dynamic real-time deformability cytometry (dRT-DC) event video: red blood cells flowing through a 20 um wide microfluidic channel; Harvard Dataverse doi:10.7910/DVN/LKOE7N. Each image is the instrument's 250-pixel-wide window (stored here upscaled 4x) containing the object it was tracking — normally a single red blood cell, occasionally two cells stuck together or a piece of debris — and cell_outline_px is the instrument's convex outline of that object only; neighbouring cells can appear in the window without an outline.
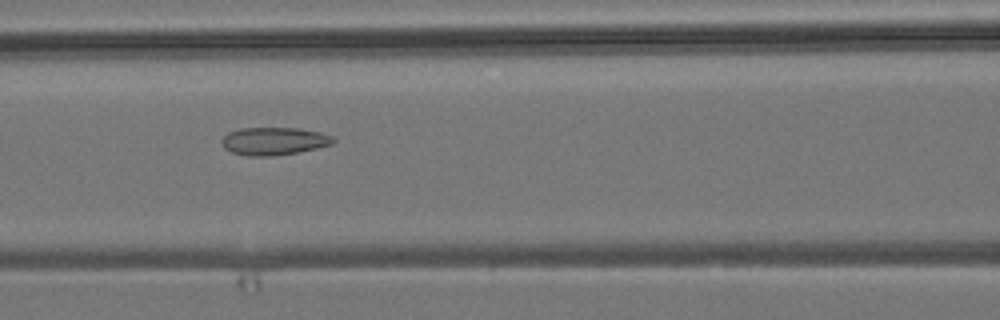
{"species": "common noctule bat (a hibernating species)", "species_latin": "Nyctalus noctula", "temperature_condition": "room temperature", "stored_images_in_passage": 3, "camera_frame_rate_fps": 3000, "um_per_image_px": 0.085, "animal": {"sex": "male", "body_mass_g": 19.2, "forearm_length_mm": 51.8}, "frame": {"image": 1, "passage_image": 3, "time_ms": 2.0, "image_size_px": [1000, 320], "cell_outline_px": [[336, 140], [332, 144], [316, 148], [296, 152], [272, 156], [248, 156], [232, 152], [224, 148], [220, 140], [228, 132], [240, 128], [296, 128], [320, 132], [332, 136]], "centroid_in_image_um": [23.26, 11.99], "position_along_channel_um": 143.3, "area_um2": 17.98}}